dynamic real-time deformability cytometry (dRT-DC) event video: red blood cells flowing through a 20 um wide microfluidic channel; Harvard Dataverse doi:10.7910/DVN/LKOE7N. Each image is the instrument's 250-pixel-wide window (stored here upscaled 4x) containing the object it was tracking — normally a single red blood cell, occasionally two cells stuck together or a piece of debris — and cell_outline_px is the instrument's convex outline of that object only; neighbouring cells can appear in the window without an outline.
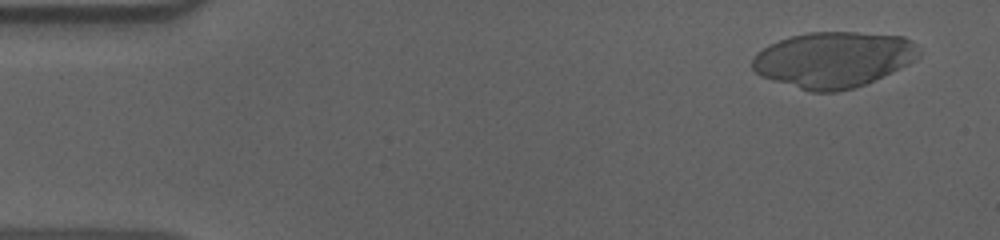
{"species": "human", "species_latin": "Homo sapiens", "temperature_condition": "cold", "stored_images_in_passage": 55, "camera_frame_rate_fps": 3000, "um_per_image_px": 0.085, "donor": {"sex": "male"}, "frame": {"image": 1, "passage_image": 3, "time_ms": 0.667, "image_size_px": [1000, 240], "cell_outline_px": [[924, 52], [916, 60], [900, 68], [864, 84], [852, 88], [836, 92], [808, 92], [760, 76], [752, 68], [752, 60], [756, 52], [768, 44], [788, 36], [808, 32], [856, 32], [904, 36], [912, 40]], "centroid_in_image_um": [70.84, 5.05], "position_along_channel_um": 14.2, "area_um2": 54.62}}
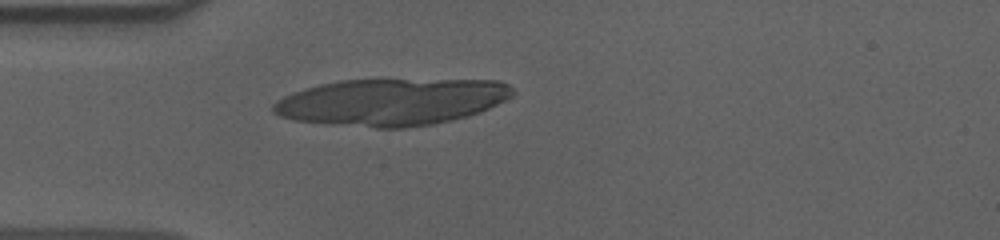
{"frame": {"image": 2, "passage_image": 15, "time_ms": 4.667, "image_size_px": [1000, 240], "cell_outline_px": [[516, 92], [512, 96], [480, 112], [468, 116], [452, 120], [432, 124], [404, 128], [376, 128], [328, 124], [292, 120], [280, 116], [272, 112], [272, 104], [276, 100], [292, 92], [304, 88], [320, 84], [340, 80], [500, 80], [508, 84]], "centroid_in_image_um": [33.24, 8.67], "position_along_channel_um": 51.8, "area_um2": 65.6}}